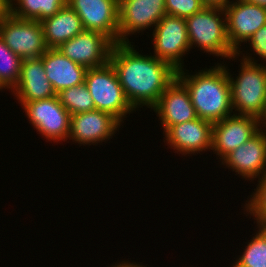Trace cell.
<instances>
[{
	"label": "cell",
	"mask_w": 266,
	"mask_h": 267,
	"mask_svg": "<svg viewBox=\"0 0 266 267\" xmlns=\"http://www.w3.org/2000/svg\"><path fill=\"white\" fill-rule=\"evenodd\" d=\"M250 240L232 267H266V228L258 226Z\"/></svg>",
	"instance_id": "22"
},
{
	"label": "cell",
	"mask_w": 266,
	"mask_h": 267,
	"mask_svg": "<svg viewBox=\"0 0 266 267\" xmlns=\"http://www.w3.org/2000/svg\"><path fill=\"white\" fill-rule=\"evenodd\" d=\"M177 78L189 91L198 118L215 123L235 114L225 64L217 63L193 75L182 68L177 70Z\"/></svg>",
	"instance_id": "2"
},
{
	"label": "cell",
	"mask_w": 266,
	"mask_h": 267,
	"mask_svg": "<svg viewBox=\"0 0 266 267\" xmlns=\"http://www.w3.org/2000/svg\"><path fill=\"white\" fill-rule=\"evenodd\" d=\"M57 97L71 115L95 110L93 98L85 83L64 89Z\"/></svg>",
	"instance_id": "23"
},
{
	"label": "cell",
	"mask_w": 266,
	"mask_h": 267,
	"mask_svg": "<svg viewBox=\"0 0 266 267\" xmlns=\"http://www.w3.org/2000/svg\"><path fill=\"white\" fill-rule=\"evenodd\" d=\"M22 108L42 137L57 143L68 140L71 114L60 103L57 95L49 99L27 102Z\"/></svg>",
	"instance_id": "8"
},
{
	"label": "cell",
	"mask_w": 266,
	"mask_h": 267,
	"mask_svg": "<svg viewBox=\"0 0 266 267\" xmlns=\"http://www.w3.org/2000/svg\"><path fill=\"white\" fill-rule=\"evenodd\" d=\"M164 15L165 0H119L118 43H129L128 35L153 28Z\"/></svg>",
	"instance_id": "11"
},
{
	"label": "cell",
	"mask_w": 266,
	"mask_h": 267,
	"mask_svg": "<svg viewBox=\"0 0 266 267\" xmlns=\"http://www.w3.org/2000/svg\"><path fill=\"white\" fill-rule=\"evenodd\" d=\"M205 6L202 0H165L167 15L185 19L201 11Z\"/></svg>",
	"instance_id": "26"
},
{
	"label": "cell",
	"mask_w": 266,
	"mask_h": 267,
	"mask_svg": "<svg viewBox=\"0 0 266 267\" xmlns=\"http://www.w3.org/2000/svg\"><path fill=\"white\" fill-rule=\"evenodd\" d=\"M23 59L16 55L0 37V84L13 89L20 77Z\"/></svg>",
	"instance_id": "24"
},
{
	"label": "cell",
	"mask_w": 266,
	"mask_h": 267,
	"mask_svg": "<svg viewBox=\"0 0 266 267\" xmlns=\"http://www.w3.org/2000/svg\"><path fill=\"white\" fill-rule=\"evenodd\" d=\"M41 24L48 49H57L85 30L80 17L67 4L55 15L41 21Z\"/></svg>",
	"instance_id": "20"
},
{
	"label": "cell",
	"mask_w": 266,
	"mask_h": 267,
	"mask_svg": "<svg viewBox=\"0 0 266 267\" xmlns=\"http://www.w3.org/2000/svg\"><path fill=\"white\" fill-rule=\"evenodd\" d=\"M258 131L259 123L255 117L235 114L225 117L213 123L211 150L223 160Z\"/></svg>",
	"instance_id": "14"
},
{
	"label": "cell",
	"mask_w": 266,
	"mask_h": 267,
	"mask_svg": "<svg viewBox=\"0 0 266 267\" xmlns=\"http://www.w3.org/2000/svg\"><path fill=\"white\" fill-rule=\"evenodd\" d=\"M121 125V122L112 114L97 109L72 114L68 139L80 146L81 144L90 146L94 143L97 145L108 141Z\"/></svg>",
	"instance_id": "13"
},
{
	"label": "cell",
	"mask_w": 266,
	"mask_h": 267,
	"mask_svg": "<svg viewBox=\"0 0 266 267\" xmlns=\"http://www.w3.org/2000/svg\"><path fill=\"white\" fill-rule=\"evenodd\" d=\"M10 14V0H0V18Z\"/></svg>",
	"instance_id": "28"
},
{
	"label": "cell",
	"mask_w": 266,
	"mask_h": 267,
	"mask_svg": "<svg viewBox=\"0 0 266 267\" xmlns=\"http://www.w3.org/2000/svg\"><path fill=\"white\" fill-rule=\"evenodd\" d=\"M114 44L101 32L84 30L57 49L71 61L90 69L109 62Z\"/></svg>",
	"instance_id": "10"
},
{
	"label": "cell",
	"mask_w": 266,
	"mask_h": 267,
	"mask_svg": "<svg viewBox=\"0 0 266 267\" xmlns=\"http://www.w3.org/2000/svg\"><path fill=\"white\" fill-rule=\"evenodd\" d=\"M111 267H146V266H144V265H140L139 263L137 264V263H130L129 261H121V263H118V264H116V265H113V266H111Z\"/></svg>",
	"instance_id": "31"
},
{
	"label": "cell",
	"mask_w": 266,
	"mask_h": 267,
	"mask_svg": "<svg viewBox=\"0 0 266 267\" xmlns=\"http://www.w3.org/2000/svg\"><path fill=\"white\" fill-rule=\"evenodd\" d=\"M109 62L131 106L153 108L167 87L176 79L177 70L152 55H142L130 43H115Z\"/></svg>",
	"instance_id": "1"
},
{
	"label": "cell",
	"mask_w": 266,
	"mask_h": 267,
	"mask_svg": "<svg viewBox=\"0 0 266 267\" xmlns=\"http://www.w3.org/2000/svg\"><path fill=\"white\" fill-rule=\"evenodd\" d=\"M66 1L67 0H10V14L19 19L41 22L55 15L66 5ZM14 5L18 6L15 7Z\"/></svg>",
	"instance_id": "21"
},
{
	"label": "cell",
	"mask_w": 266,
	"mask_h": 267,
	"mask_svg": "<svg viewBox=\"0 0 266 267\" xmlns=\"http://www.w3.org/2000/svg\"><path fill=\"white\" fill-rule=\"evenodd\" d=\"M0 37L20 58H40L46 51L41 22L19 19L11 14L0 18Z\"/></svg>",
	"instance_id": "6"
},
{
	"label": "cell",
	"mask_w": 266,
	"mask_h": 267,
	"mask_svg": "<svg viewBox=\"0 0 266 267\" xmlns=\"http://www.w3.org/2000/svg\"><path fill=\"white\" fill-rule=\"evenodd\" d=\"M247 42L262 60L266 61V24L258 29Z\"/></svg>",
	"instance_id": "27"
},
{
	"label": "cell",
	"mask_w": 266,
	"mask_h": 267,
	"mask_svg": "<svg viewBox=\"0 0 266 267\" xmlns=\"http://www.w3.org/2000/svg\"><path fill=\"white\" fill-rule=\"evenodd\" d=\"M230 0H202L206 6L226 7Z\"/></svg>",
	"instance_id": "29"
},
{
	"label": "cell",
	"mask_w": 266,
	"mask_h": 267,
	"mask_svg": "<svg viewBox=\"0 0 266 267\" xmlns=\"http://www.w3.org/2000/svg\"><path fill=\"white\" fill-rule=\"evenodd\" d=\"M258 123H259V130L261 131H264L266 133V130H264L262 127H261V124L262 126H264L266 128V103H265V108H264V111L263 113L260 115V117L258 118ZM263 129V130H262Z\"/></svg>",
	"instance_id": "30"
},
{
	"label": "cell",
	"mask_w": 266,
	"mask_h": 267,
	"mask_svg": "<svg viewBox=\"0 0 266 267\" xmlns=\"http://www.w3.org/2000/svg\"><path fill=\"white\" fill-rule=\"evenodd\" d=\"M152 110L158 113L164 132L170 126L197 118L189 91L177 77L163 92Z\"/></svg>",
	"instance_id": "17"
},
{
	"label": "cell",
	"mask_w": 266,
	"mask_h": 267,
	"mask_svg": "<svg viewBox=\"0 0 266 267\" xmlns=\"http://www.w3.org/2000/svg\"><path fill=\"white\" fill-rule=\"evenodd\" d=\"M85 30L98 31L118 43L119 0H67Z\"/></svg>",
	"instance_id": "12"
},
{
	"label": "cell",
	"mask_w": 266,
	"mask_h": 267,
	"mask_svg": "<svg viewBox=\"0 0 266 267\" xmlns=\"http://www.w3.org/2000/svg\"><path fill=\"white\" fill-rule=\"evenodd\" d=\"M213 123L196 118L194 120L170 126L164 135L168 146L182 155L198 154L212 148Z\"/></svg>",
	"instance_id": "16"
},
{
	"label": "cell",
	"mask_w": 266,
	"mask_h": 267,
	"mask_svg": "<svg viewBox=\"0 0 266 267\" xmlns=\"http://www.w3.org/2000/svg\"><path fill=\"white\" fill-rule=\"evenodd\" d=\"M223 15L225 16L223 7L205 6L201 11L186 18L190 47L195 45L217 57L237 58L228 40L226 17Z\"/></svg>",
	"instance_id": "4"
},
{
	"label": "cell",
	"mask_w": 266,
	"mask_h": 267,
	"mask_svg": "<svg viewBox=\"0 0 266 267\" xmlns=\"http://www.w3.org/2000/svg\"><path fill=\"white\" fill-rule=\"evenodd\" d=\"M243 1L266 7V0H243Z\"/></svg>",
	"instance_id": "32"
},
{
	"label": "cell",
	"mask_w": 266,
	"mask_h": 267,
	"mask_svg": "<svg viewBox=\"0 0 266 267\" xmlns=\"http://www.w3.org/2000/svg\"><path fill=\"white\" fill-rule=\"evenodd\" d=\"M250 200L245 203L247 214L254 216L257 226L266 228V174L258 179V185Z\"/></svg>",
	"instance_id": "25"
},
{
	"label": "cell",
	"mask_w": 266,
	"mask_h": 267,
	"mask_svg": "<svg viewBox=\"0 0 266 267\" xmlns=\"http://www.w3.org/2000/svg\"><path fill=\"white\" fill-rule=\"evenodd\" d=\"M224 11L228 40L239 57V45L241 46L242 42L247 43L249 38L266 24V7L236 0L230 1Z\"/></svg>",
	"instance_id": "9"
},
{
	"label": "cell",
	"mask_w": 266,
	"mask_h": 267,
	"mask_svg": "<svg viewBox=\"0 0 266 267\" xmlns=\"http://www.w3.org/2000/svg\"><path fill=\"white\" fill-rule=\"evenodd\" d=\"M13 94L23 107L27 102L49 99L57 94L48 81L41 58L23 59Z\"/></svg>",
	"instance_id": "18"
},
{
	"label": "cell",
	"mask_w": 266,
	"mask_h": 267,
	"mask_svg": "<svg viewBox=\"0 0 266 267\" xmlns=\"http://www.w3.org/2000/svg\"><path fill=\"white\" fill-rule=\"evenodd\" d=\"M253 60V61H252ZM252 56L243 55L241 70L237 77H231L226 67L230 85L232 108L235 115L259 118L266 103V64H257ZM239 113H237V112Z\"/></svg>",
	"instance_id": "3"
},
{
	"label": "cell",
	"mask_w": 266,
	"mask_h": 267,
	"mask_svg": "<svg viewBox=\"0 0 266 267\" xmlns=\"http://www.w3.org/2000/svg\"><path fill=\"white\" fill-rule=\"evenodd\" d=\"M154 55L176 70L184 67L182 57L191 47L185 18L164 15L153 30Z\"/></svg>",
	"instance_id": "7"
},
{
	"label": "cell",
	"mask_w": 266,
	"mask_h": 267,
	"mask_svg": "<svg viewBox=\"0 0 266 267\" xmlns=\"http://www.w3.org/2000/svg\"><path fill=\"white\" fill-rule=\"evenodd\" d=\"M84 83L93 98L95 109L112 114L121 123L127 114L135 110L128 101L110 62L87 69Z\"/></svg>",
	"instance_id": "5"
},
{
	"label": "cell",
	"mask_w": 266,
	"mask_h": 267,
	"mask_svg": "<svg viewBox=\"0 0 266 267\" xmlns=\"http://www.w3.org/2000/svg\"><path fill=\"white\" fill-rule=\"evenodd\" d=\"M222 165L233 169L242 178L260 179L266 174V133L259 130L252 138L228 154Z\"/></svg>",
	"instance_id": "15"
},
{
	"label": "cell",
	"mask_w": 266,
	"mask_h": 267,
	"mask_svg": "<svg viewBox=\"0 0 266 267\" xmlns=\"http://www.w3.org/2000/svg\"><path fill=\"white\" fill-rule=\"evenodd\" d=\"M40 58L43 61L48 81L52 84L56 94L84 83L87 68L71 61L58 49H47Z\"/></svg>",
	"instance_id": "19"
}]
</instances>
